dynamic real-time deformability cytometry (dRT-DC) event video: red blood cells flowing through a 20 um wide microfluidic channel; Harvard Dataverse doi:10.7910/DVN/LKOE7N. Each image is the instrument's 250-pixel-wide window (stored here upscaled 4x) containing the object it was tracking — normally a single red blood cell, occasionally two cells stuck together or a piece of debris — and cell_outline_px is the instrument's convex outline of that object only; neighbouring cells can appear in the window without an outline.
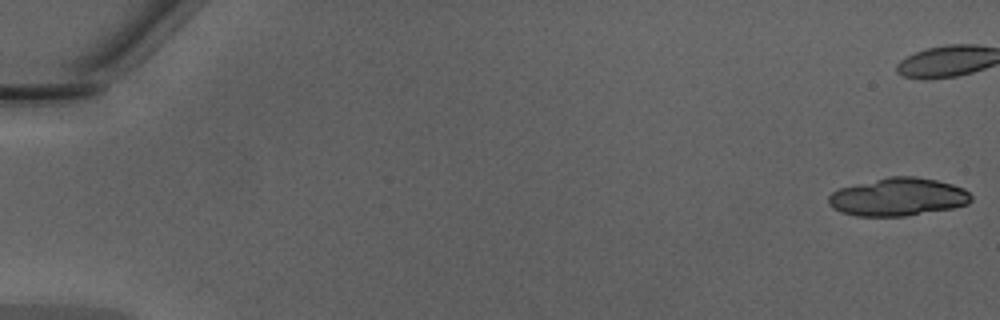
{"species": "Egyptian fruit bat (a non-hibernating species)", "species_latin": "Rousettus aegyptiacus", "temperature_condition": "warm", "stored_images_in_passage": 32, "camera_frame_rate_fps": 3000, "um_per_image_px": 0.085, "animal": {"sex": "male"}, "frame": {"image": 1, "passage_image": 1, "time_ms": 0.0, "image_size_px": [1000, 320], "cell_outline_px": [[972, 200], [968, 204], [952, 208], [904, 216], [856, 216], [840, 212], [832, 208], [828, 204], [828, 196], [832, 192], [840, 188], [888, 176], [916, 176], [936, 180], [952, 184], [964, 188], [972, 196]], "centroid_in_image_um": [76.32, 16.74], "position_along_channel_um": 8.7, "area_um2": 31.62}}